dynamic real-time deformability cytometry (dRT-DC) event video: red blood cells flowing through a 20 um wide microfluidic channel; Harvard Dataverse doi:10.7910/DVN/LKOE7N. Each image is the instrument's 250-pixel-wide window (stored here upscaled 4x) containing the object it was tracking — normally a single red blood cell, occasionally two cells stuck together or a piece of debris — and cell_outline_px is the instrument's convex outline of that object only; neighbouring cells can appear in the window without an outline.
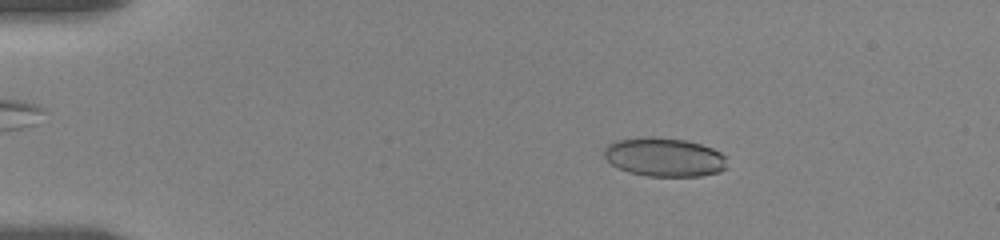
{"species": "human", "species_latin": "Homo sapiens", "temperature_condition": "room temperature", "stored_images_in_passage": 44, "camera_frame_rate_fps": 3000, "um_per_image_px": 0.085, "donor": {"sex": "female"}, "frame": {"image": 1, "passage_image": 9, "time_ms": 3.0, "image_size_px": [1000, 240], "cell_outline_px": [[724, 168], [720, 172], [700, 176], [648, 176], [628, 172], [612, 164], [604, 156], [604, 148], [608, 144], [616, 140], [640, 136], [652, 136], [684, 140], [700, 144], [712, 148], [720, 152], [724, 156]], "centroid_in_image_um": [56.42, 13.34], "position_along_channel_um": 28.6, "area_um2": 27.74}}
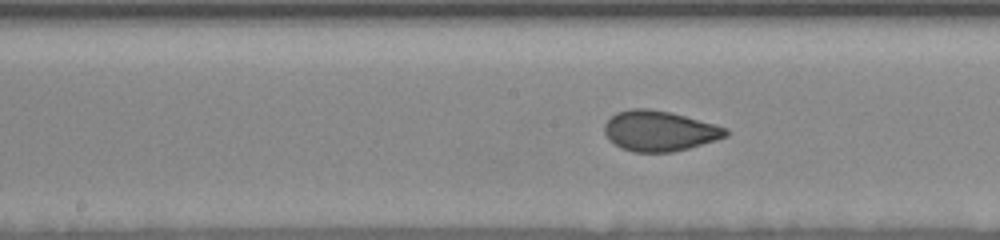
{"frame": {"image": 2, "passage_image": 27, "time_ms": 9.667, "image_size_px": [1000, 240], "cell_outline_px": [[728, 136], [716, 140], [688, 148], [672, 152], [632, 152], [620, 148], [608, 140], [604, 132], [604, 124], [616, 112], [632, 108], [648, 108], [668, 112], [684, 116], [728, 128]], "centroid_in_image_um": [56.01, 11.14], "position_along_channel_um": 192.2, "area_um2": 28.5}}
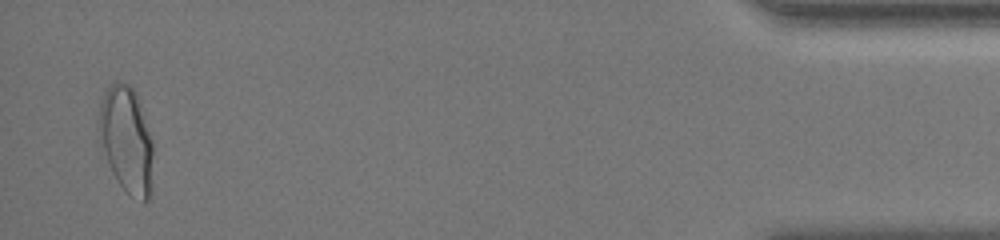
{"frame": {"image": 3, "passage_image": 44, "time_ms": 18.333, "image_size_px": [1000, 240], "cell_outline_px": [[152, 196], [144, 204], [128, 192], [120, 184], [112, 172], [96, 140], [100, 100], [104, 92], [116, 80], [120, 80], [128, 84], [136, 92], [152, 140]], "centroid_in_image_um": [10.71, 11.88], "position_along_channel_um": 424.5, "area_um2": 34.39}, "authors_computed_cell_mechanics": {"area_um2": 28.2353, "velocity_mm_per_s": 3.527, "shape_relaxation_time_tau1_ms": 9.5143, "shape_relaxation_time_tau2_ms": null, "deformation_change_tau1": 0.2118, "deformation_change_tau2": null}}